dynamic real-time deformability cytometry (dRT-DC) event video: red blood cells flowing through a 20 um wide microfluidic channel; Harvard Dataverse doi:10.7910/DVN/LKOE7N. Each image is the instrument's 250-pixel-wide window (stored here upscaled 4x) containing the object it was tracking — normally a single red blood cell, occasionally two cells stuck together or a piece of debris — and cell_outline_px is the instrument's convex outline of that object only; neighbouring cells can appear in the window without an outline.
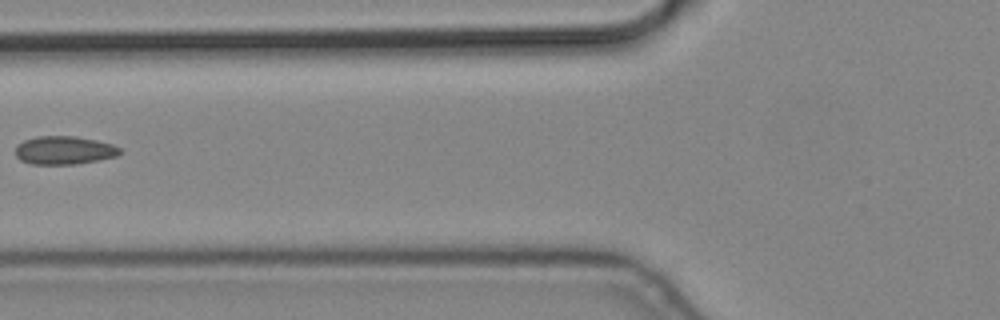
{"species": "common noctule bat (a hibernating species)", "species_latin": "Nyctalus noctula", "temperature_condition": "cold", "stored_images_in_passage": 8, "camera_frame_rate_fps": 3000, "um_per_image_px": 0.085, "animal": {"sex": "male", "body_mass_g": 19.2, "forearm_length_mm": 51.8}, "frame": {"image": 1, "passage_image": 7, "time_ms": 2.0, "image_size_px": [1000, 320], "cell_outline_px": [[120, 152], [116, 156], [76, 164], [32, 164], [20, 160], [16, 156], [16, 144], [24, 140], [36, 136], [76, 136], [96, 140], [112, 144], [120, 148]], "centroid_in_image_um": [5.41, 12.76], "position_along_channel_um": 120.4, "area_um2": 17.17}}
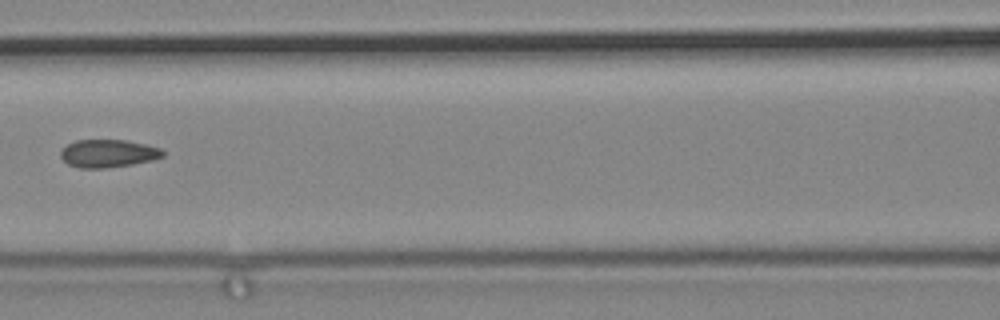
{"frame": {"image": 2, "passage_image": 8, "time_ms": 2.333, "image_size_px": [1000, 320], "cell_outline_px": [[164, 156], [152, 160], [132, 164], [104, 168], [80, 168], [68, 164], [60, 156], [60, 152], [68, 144], [76, 140], [128, 140], [160, 148], [164, 152]], "centroid_in_image_um": [9.19, 13.04], "position_along_channel_um": 157.4, "area_um2": 16.47}}